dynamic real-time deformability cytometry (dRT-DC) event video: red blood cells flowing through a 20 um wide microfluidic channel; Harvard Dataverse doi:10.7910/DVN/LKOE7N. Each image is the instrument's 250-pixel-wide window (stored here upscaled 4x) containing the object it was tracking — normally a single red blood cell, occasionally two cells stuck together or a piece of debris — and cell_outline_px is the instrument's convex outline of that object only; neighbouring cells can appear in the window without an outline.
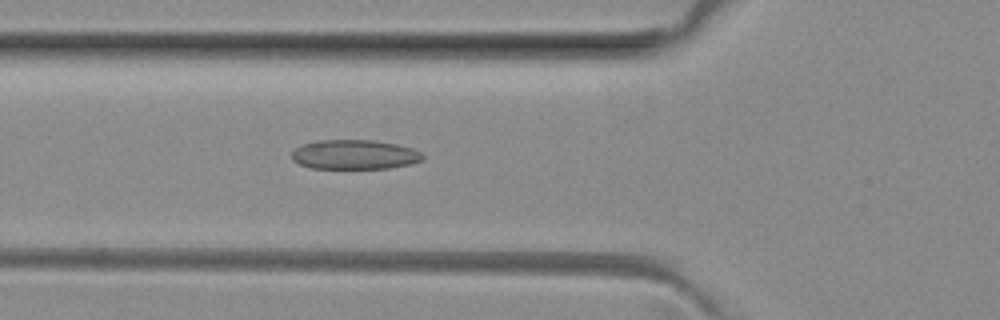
{"species": "common noctule bat (a hibernating species)", "species_latin": "Nyctalus noctula", "temperature_condition": "room temperature", "stored_images_in_passage": 48, "camera_frame_rate_fps": 3000, "um_per_image_px": 0.085, "animal": {"sex": "female", "body_mass_g": 29.2, "forearm_length_mm": 56.3}, "frame": {"image": 1, "passage_image": 15, "time_ms": 4.667, "image_size_px": [1000, 320], "cell_outline_px": [[424, 156], [420, 160], [412, 164], [388, 168], [312, 168], [300, 164], [292, 160], [292, 152], [296, 148], [304, 144], [316, 140], [372, 140], [396, 144], [412, 148], [424, 152]], "centroid_in_image_um": [30.16, 13.13], "position_along_channel_um": 95.6, "area_um2": 22.48}}
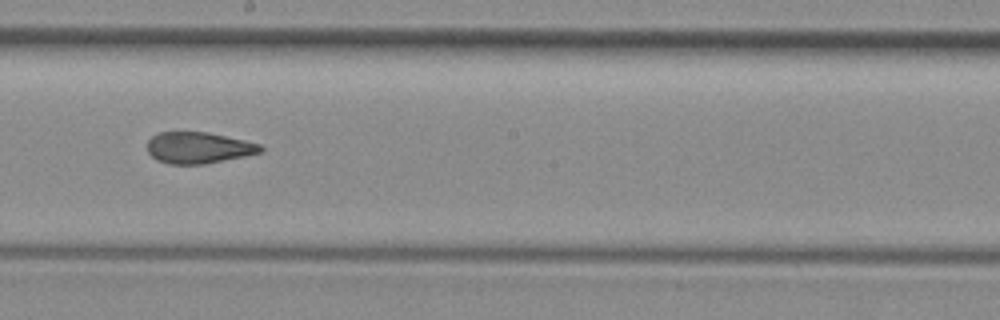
{"frame": {"image": 2, "passage_image": 25, "time_ms": 8.0, "image_size_px": [1000, 320], "cell_outline_px": [[264, 152], [204, 164], [168, 164], [156, 160], [148, 152], [148, 140], [152, 136], [160, 132], [208, 132], [244, 140], [260, 144], [264, 148]], "centroid_in_image_um": [16.88, 12.56], "position_along_channel_um": 231.3, "area_um2": 20.69}}
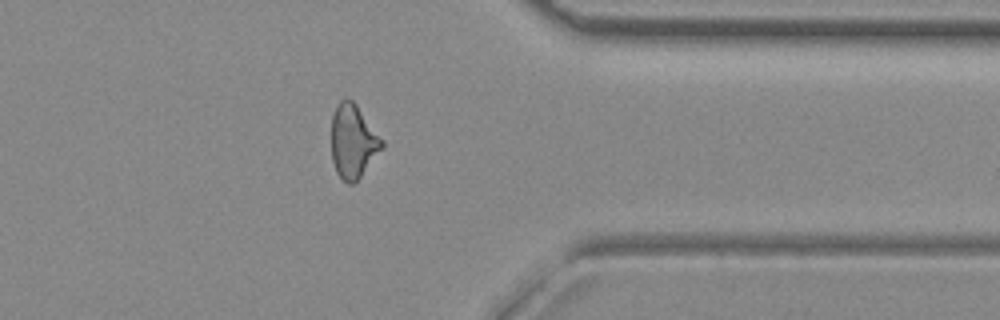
{"frame": {"image": 3, "passage_image": 37, "time_ms": 12.0, "image_size_px": [1000, 320], "cell_outline_px": [[384, 148], [360, 176], [352, 184], [348, 184], [340, 180], [336, 172], [332, 160], [332, 116], [340, 100], [352, 100], [356, 104], [384, 140]], "centroid_in_image_um": [30.02, 12.05], "position_along_channel_um": 381.4, "area_um2": 21.68}, "authors_computed_cell_mechanics": {"area_um2": 22.1952, "velocity_mm_per_s": 4.0542, "shape_relaxation_time_tau1_ms": null, "shape_relaxation_time_tau2_ms": 2.2342, "deformation_change_tau1": null, "deformation_change_tau2": 0.0945}}